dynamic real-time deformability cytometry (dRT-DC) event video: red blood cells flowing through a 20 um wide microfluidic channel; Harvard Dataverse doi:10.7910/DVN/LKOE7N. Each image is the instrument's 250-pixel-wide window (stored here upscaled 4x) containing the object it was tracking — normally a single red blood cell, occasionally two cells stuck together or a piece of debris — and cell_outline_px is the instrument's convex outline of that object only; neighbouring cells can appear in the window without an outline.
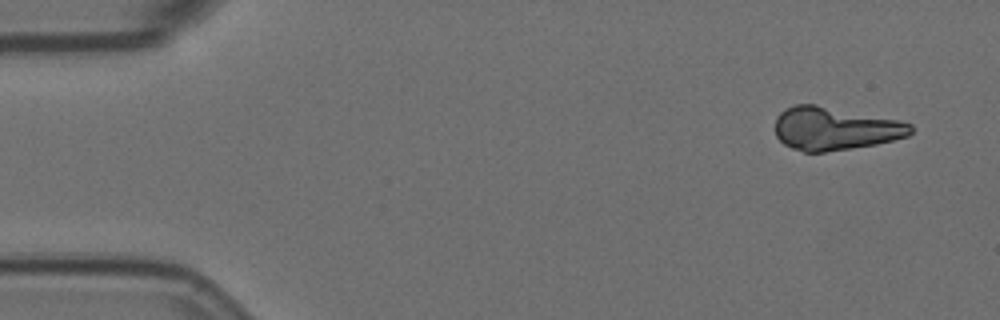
{"species": "Egyptian fruit bat (a non-hibernating species)", "species_latin": "Rousettus aegyptiacus", "temperature_condition": "room temperature", "stored_images_in_passage": 13, "camera_frame_rate_fps": 3000, "um_per_image_px": 0.085, "animal": {"sex": "female"}, "frame": {"image": 1, "passage_image": 1, "time_ms": 0.0, "image_size_px": [1000, 320], "cell_outline_px": [[912, 132], [908, 136], [876, 144], [824, 152], [804, 152], [792, 148], [784, 144], [776, 136], [776, 116], [784, 108], [796, 104], [816, 104], [900, 120], [912, 124]], "centroid_in_image_um": [70.95, 10.92], "position_along_channel_um": 14.0, "area_um2": 34.1}}
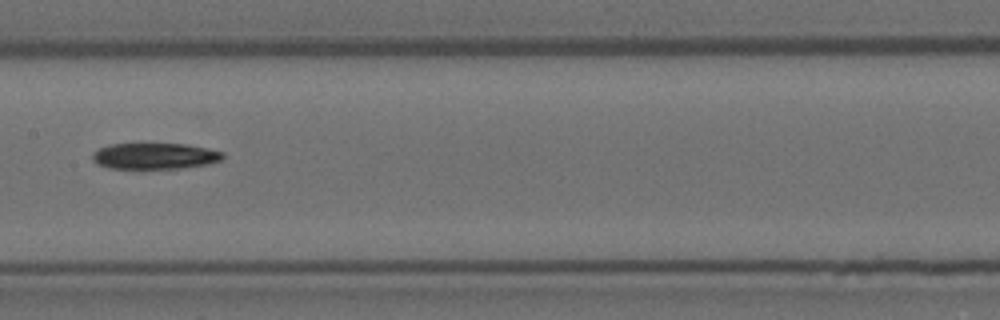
{"frame": {"image": 2, "passage_image": 7, "time_ms": 2.0, "image_size_px": [1000, 320], "cell_outline_px": [[224, 156], [220, 160], [208, 164], [184, 168], [108, 168], [96, 164], [92, 160], [92, 156], [100, 148], [112, 144], [188, 144], [208, 148], [224, 152]], "centroid_in_image_um": [13.19, 13.26], "position_along_channel_um": 194.2, "area_um2": 19.77}}
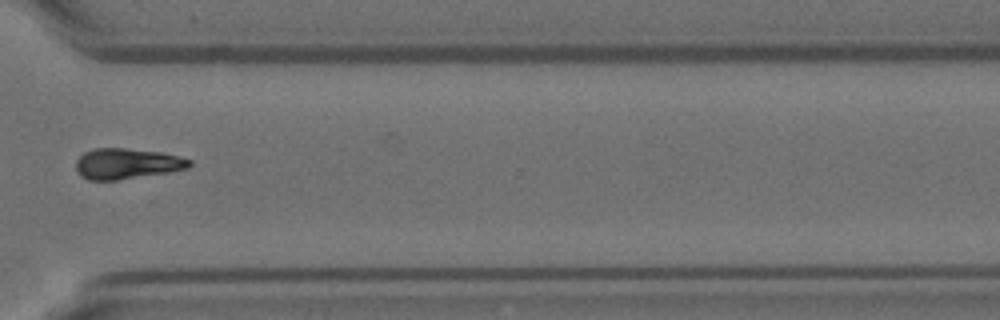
{"frame": {"image": 3, "passage_image": 11, "time_ms": 3.333, "image_size_px": [1000, 320], "cell_outline_px": [[192, 164], [188, 168], [168, 172], [116, 180], [88, 180], [80, 176], [76, 172], [76, 160], [84, 152], [96, 148], [124, 148], [160, 152], [192, 160]], "centroid_in_image_um": [10.74, 13.91], "position_along_channel_um": 359.9, "area_um2": 20.17}}